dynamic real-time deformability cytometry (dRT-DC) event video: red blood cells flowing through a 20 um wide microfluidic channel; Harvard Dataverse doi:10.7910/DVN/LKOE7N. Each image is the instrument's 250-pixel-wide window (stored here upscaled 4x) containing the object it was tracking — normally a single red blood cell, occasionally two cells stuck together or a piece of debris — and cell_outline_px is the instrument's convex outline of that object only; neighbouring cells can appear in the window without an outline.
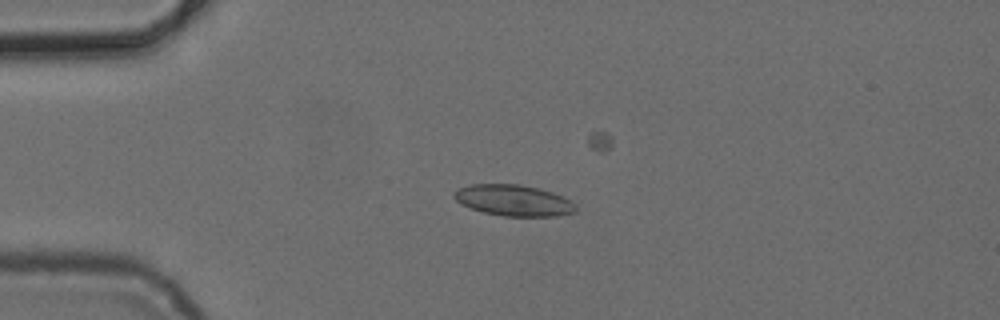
{"species": "common noctule bat (a hibernating species)", "species_latin": "Nyctalus noctula", "temperature_condition": "cold", "stored_images_in_passage": 5, "camera_frame_rate_fps": 3000, "um_per_image_px": 0.085, "animal": {"sex": "female", "body_mass_g": 24.6, "forearm_length_mm": 56.2}, "frame": {"image": 1, "passage_image": 4, "time_ms": 3.667, "image_size_px": [1000, 320], "cell_outline_px": [[576, 212], [556, 216], [504, 216], [484, 212], [460, 204], [452, 196], [452, 192], [468, 184], [520, 184], [552, 192], [564, 196], [572, 200], [576, 204]], "centroid_in_image_um": [43.66, 17.03], "position_along_channel_um": 41.3, "area_um2": 22.2}}